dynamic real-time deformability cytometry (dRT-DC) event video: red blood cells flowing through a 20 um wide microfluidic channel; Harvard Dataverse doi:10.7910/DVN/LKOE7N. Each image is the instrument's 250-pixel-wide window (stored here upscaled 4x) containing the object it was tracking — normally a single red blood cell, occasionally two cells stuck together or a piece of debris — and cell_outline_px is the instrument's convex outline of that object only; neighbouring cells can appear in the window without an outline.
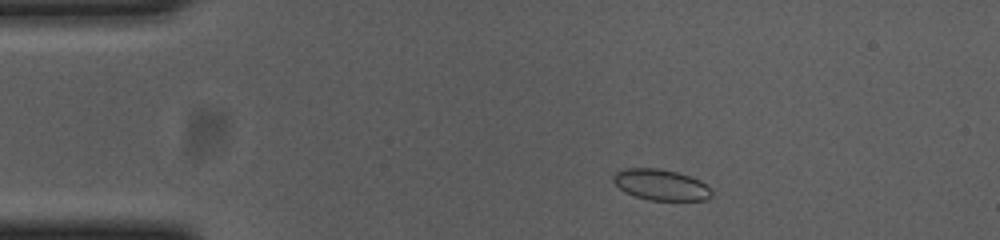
{"species": "common noctule bat (a hibernating species)", "species_latin": "Nyctalus noctula", "temperature_condition": "cold", "stored_images_in_passage": 50, "camera_frame_rate_fps": 3000, "um_per_image_px": 0.085, "animal": {"sex": "female", "body_mass_g": 23.0, "forearm_length_mm": 53.4}, "frame": {"image": 1, "passage_image": 5, "time_ms": 1.333, "image_size_px": [1000, 240], "cell_outline_px": [[712, 196], [704, 200], [648, 200], [624, 192], [612, 180], [612, 176], [616, 172], [624, 168], [656, 168], [676, 172], [700, 180], [712, 192]], "centroid_in_image_um": [56.14, 15.7], "position_along_channel_um": 28.9, "area_um2": 17.57}}
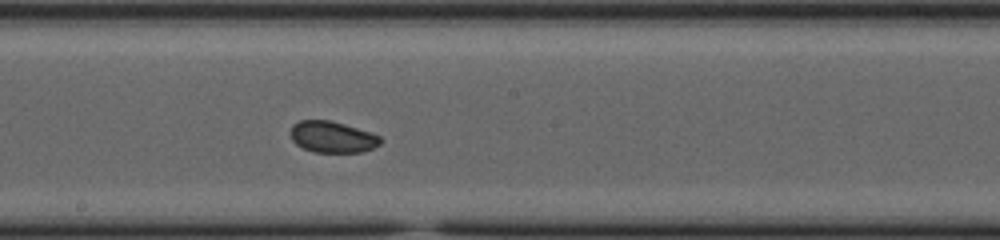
{"frame": {"image": 2, "passage_image": 25, "time_ms": 8.0, "image_size_px": [1000, 240], "cell_outline_px": [[380, 144], [372, 148], [360, 152], [316, 152], [304, 148], [296, 144], [292, 140], [292, 124], [300, 120], [328, 120], [344, 124], [380, 136]], "centroid_in_image_um": [28.23, 11.64], "position_along_channel_um": 220.0, "area_um2": 16.07}}
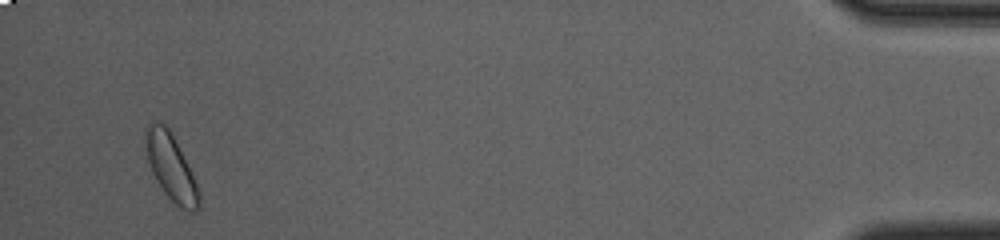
{"frame": {"image": 3, "passage_image": 48, "time_ms": 15.667, "image_size_px": [1000, 240], "cell_outline_px": [[200, 208], [196, 212], [192, 212], [180, 208], [164, 192], [156, 180], [152, 172], [148, 160], [144, 140], [144, 132], [148, 124], [164, 124], [168, 128], [176, 140], [200, 192]], "centroid_in_image_um": [14.54, 14.25], "position_along_channel_um": 420.7, "area_um2": 20.29}, "authors_computed_cell_mechanics": {"area_um2": 17.2822, "velocity_mm_per_s": 3.6885, "shape_relaxation_time_tau1_ms": 2.1001, "shape_relaxation_time_tau2_ms": 2.5812, "deformation_change_tau1": 0.0414, "deformation_change_tau2": 0.055}}